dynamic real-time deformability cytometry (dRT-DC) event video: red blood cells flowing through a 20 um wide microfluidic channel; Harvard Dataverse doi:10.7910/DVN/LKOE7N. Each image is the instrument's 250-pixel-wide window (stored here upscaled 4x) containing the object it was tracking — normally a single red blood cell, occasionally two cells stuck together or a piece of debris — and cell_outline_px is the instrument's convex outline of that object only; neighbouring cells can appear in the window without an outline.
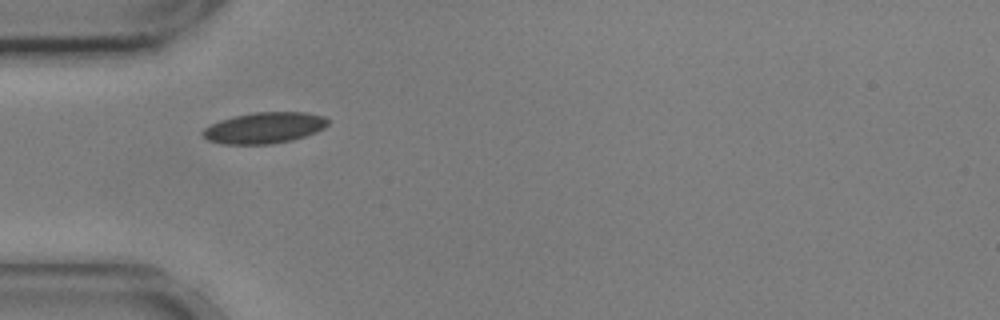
{"species": "common noctule bat (a hibernating species)", "species_latin": "Nyctalus noctula", "temperature_condition": "cold", "stored_images_in_passage": 21, "camera_frame_rate_fps": 3000, "um_per_image_px": 0.085, "animal": {"sex": "male", "body_mass_g": 17.9, "forearm_length_mm": 54.2}, "frame": {"image": 1, "passage_image": 1, "time_ms": 0.0, "image_size_px": [1000, 320], "cell_outline_px": [[328, 124], [324, 128], [316, 132], [292, 140], [272, 144], [220, 144], [208, 140], [200, 132], [204, 128], [220, 120], [232, 116], [252, 112], [308, 112], [324, 116], [328, 120]], "centroid_in_image_um": [22.46, 10.86], "position_along_channel_um": 62.5, "area_um2": 22.83}}
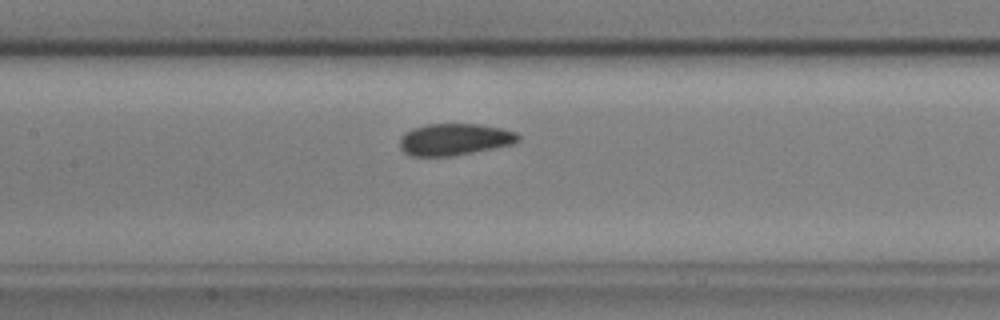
{"frame": {"image": 2, "passage_image": 10, "time_ms": 3.0, "image_size_px": [1000, 320], "cell_outline_px": [[520, 140], [512, 144], [456, 156], [412, 156], [404, 152], [400, 148], [400, 140], [404, 132], [412, 128], [428, 124], [480, 124], [500, 128], [516, 132], [520, 136]], "centroid_in_image_um": [38.63, 11.85], "position_along_channel_um": 168.8, "area_um2": 22.02}}
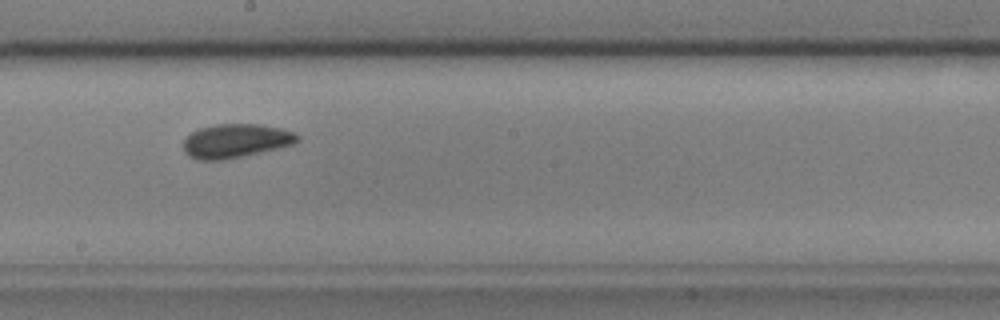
{"frame": {"image": 3, "passage_image": 15, "time_ms": 4.667, "image_size_px": [1000, 320], "cell_outline_px": [[300, 140], [292, 144], [276, 148], [224, 160], [196, 160], [188, 156], [184, 152], [184, 136], [200, 128], [216, 124], [260, 124], [280, 128], [296, 132], [300, 136]], "centroid_in_image_um": [20.01, 11.97], "position_along_channel_um": 228.2, "area_um2": 22.54}}